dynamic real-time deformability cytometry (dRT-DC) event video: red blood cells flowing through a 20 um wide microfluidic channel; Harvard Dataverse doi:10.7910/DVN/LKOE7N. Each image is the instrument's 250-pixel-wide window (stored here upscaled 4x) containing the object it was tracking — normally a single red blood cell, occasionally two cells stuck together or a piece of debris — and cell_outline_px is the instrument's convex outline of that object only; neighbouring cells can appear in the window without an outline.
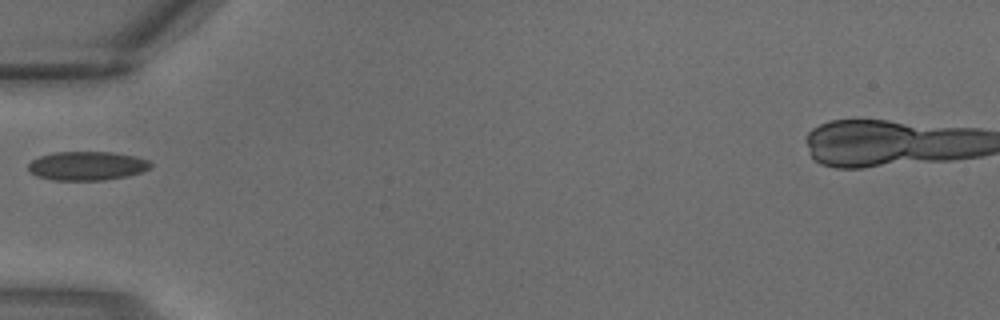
{"species": "common noctule bat (a hibernating species)", "species_latin": "Nyctalus noctula", "temperature_condition": "warm", "stored_images_in_passage": 1, "camera_frame_rate_fps": 3000, "um_per_image_px": 0.085, "animal": {"sex": "male", "body_mass_g": 18.8}, "frame": {"image": 1, "passage_image": 1, "time_ms": 0.0, "image_size_px": [1000, 320], "cell_outline_px": [[152, 164], [148, 168], [140, 172], [128, 176], [104, 180], [52, 180], [36, 176], [28, 168], [28, 164], [32, 160], [40, 156], [56, 152], [112, 152], [136, 156], [148, 160]], "centroid_in_image_um": [7.39, 14.1], "position_along_channel_um": 77.6, "area_um2": 20.52}}